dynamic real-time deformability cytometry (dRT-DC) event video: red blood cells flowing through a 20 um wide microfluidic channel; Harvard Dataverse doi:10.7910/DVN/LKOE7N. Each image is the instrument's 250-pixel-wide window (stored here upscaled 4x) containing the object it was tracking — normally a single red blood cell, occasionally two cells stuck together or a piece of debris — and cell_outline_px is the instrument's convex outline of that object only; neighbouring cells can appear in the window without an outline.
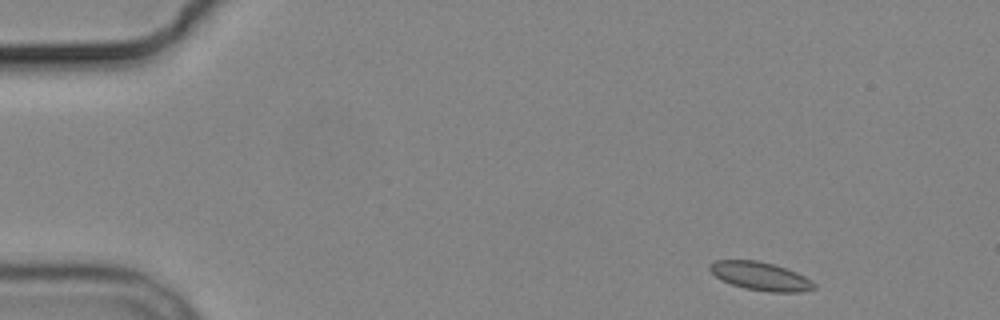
{"species": "common noctule bat (a hibernating species)", "species_latin": "Nyctalus noctula", "temperature_condition": "cold", "stored_images_in_passage": 4, "camera_frame_rate_fps": 3000, "um_per_image_px": 0.085, "animal": {"sex": "male", "body_mass_g": 19.2, "forearm_length_mm": 51.8}, "frame": {"image": 1, "passage_image": 1, "time_ms": 0.0, "image_size_px": [1000, 320], "cell_outline_px": [[816, 288], [800, 292], [768, 292], [744, 288], [720, 280], [708, 268], [708, 264], [716, 260], [756, 260], [772, 264], [796, 272], [812, 280], [816, 284]], "centroid_in_image_um": [64.63, 23.48], "position_along_channel_um": 20.4, "area_um2": 17.22}}
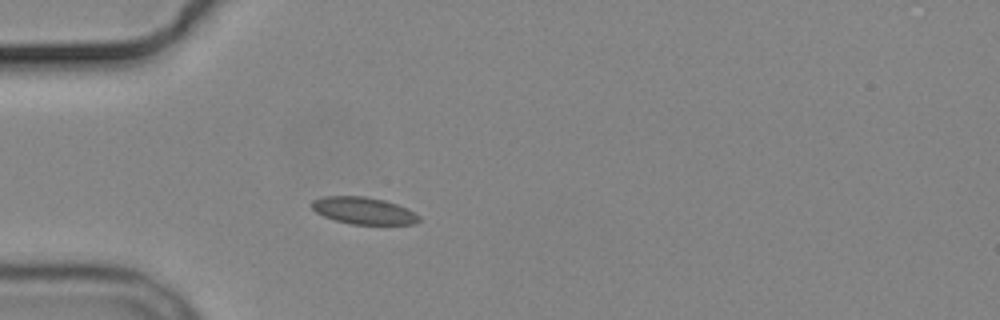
{"frame": {"image": 2, "passage_image": 4, "time_ms": 3.333, "image_size_px": [1000, 320], "cell_outline_px": [[420, 220], [412, 224], [352, 224], [336, 220], [324, 216], [316, 212], [312, 208], [312, 200], [324, 196], [364, 196], [384, 200], [396, 204], [420, 216]], "centroid_in_image_um": [30.87, 17.9], "position_along_channel_um": 54.1, "area_um2": 16.59}}